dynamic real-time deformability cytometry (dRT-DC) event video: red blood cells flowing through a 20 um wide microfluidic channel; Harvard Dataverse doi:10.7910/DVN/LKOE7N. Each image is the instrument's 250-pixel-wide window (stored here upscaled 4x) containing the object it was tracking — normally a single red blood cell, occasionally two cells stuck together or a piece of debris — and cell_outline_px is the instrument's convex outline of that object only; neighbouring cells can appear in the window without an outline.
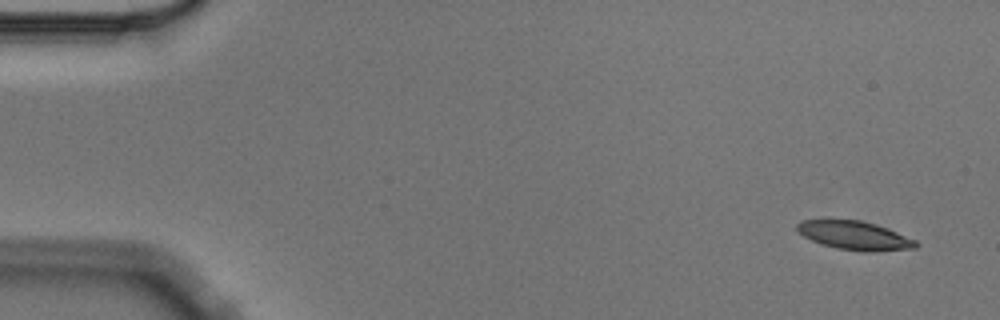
{"species": "Egyptian fruit bat (a non-hibernating species)", "species_latin": "Rousettus aegyptiacus", "temperature_condition": "cold", "stored_images_in_passage": 4, "camera_frame_rate_fps": 3000, "um_per_image_px": 0.085, "animal": {"sex": "male"}, "frame": {"image": 1, "passage_image": 1, "time_ms": 0.0, "image_size_px": [1000, 320], "cell_outline_px": [[920, 244], [916, 248], [868, 252], [836, 248], [820, 244], [804, 236], [796, 228], [796, 224], [800, 220], [828, 216], [860, 220], [876, 224], [888, 228], [916, 240]], "centroid_in_image_um": [72.58, 19.96], "position_along_channel_um": 12.4, "area_um2": 20.69}}
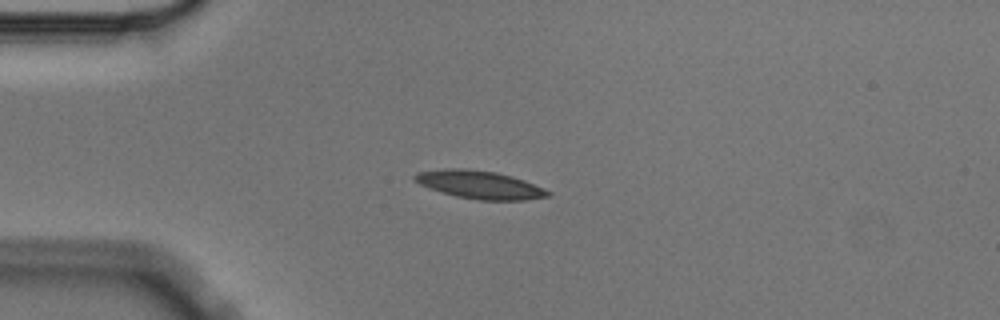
{"frame": {"image": 2, "passage_image": 4, "time_ms": 1.0, "image_size_px": [1000, 320], "cell_outline_px": [[552, 196], [524, 200], [480, 200], [456, 196], [428, 188], [412, 180], [412, 176], [416, 172], [444, 168], [468, 168], [496, 172], [512, 176], [524, 180], [544, 188], [552, 192]], "centroid_in_image_um": [40.76, 15.69], "position_along_channel_um": 44.2, "area_um2": 22.02}}